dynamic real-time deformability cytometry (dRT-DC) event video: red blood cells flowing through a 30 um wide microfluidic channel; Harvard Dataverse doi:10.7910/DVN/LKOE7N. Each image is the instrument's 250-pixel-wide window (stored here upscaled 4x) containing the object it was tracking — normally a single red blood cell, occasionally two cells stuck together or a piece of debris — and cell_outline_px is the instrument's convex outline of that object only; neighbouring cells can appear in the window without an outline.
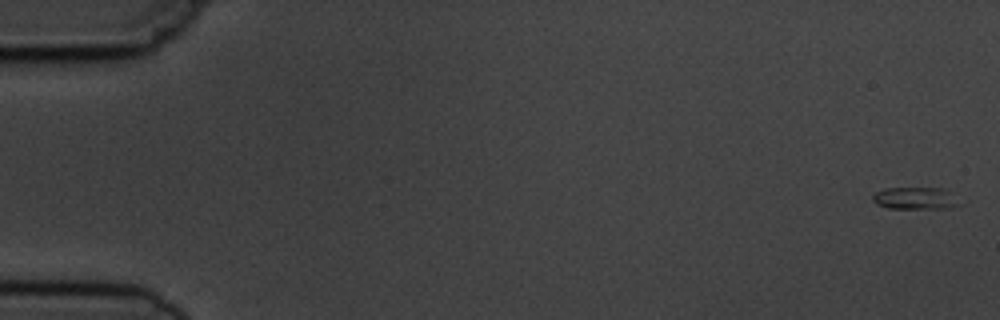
{"species": "common noctule bat (a hibernating species)", "species_latin": "Nyctalus noctula", "temperature_condition": "cold", "stored_images_in_passage": 10, "camera_frame_rate_fps": 3000, "um_per_image_px": 0.085, "animal": {"sex": "male", "body_mass_g": 19.5, "forearm_length_mm": 54.6}, "frame": {"image": 1, "passage_image": 1, "time_ms": 0.0, "image_size_px": [1000, 320], "cell_outline_px": [[956, 204], [948, 208], [888, 208], [876, 204], [872, 200], [872, 196], [876, 192], [884, 188], [944, 188], [948, 192]], "centroid_in_image_um": [77.65, 16.84], "position_along_channel_um": 7.3, "area_um2": 10.75}}
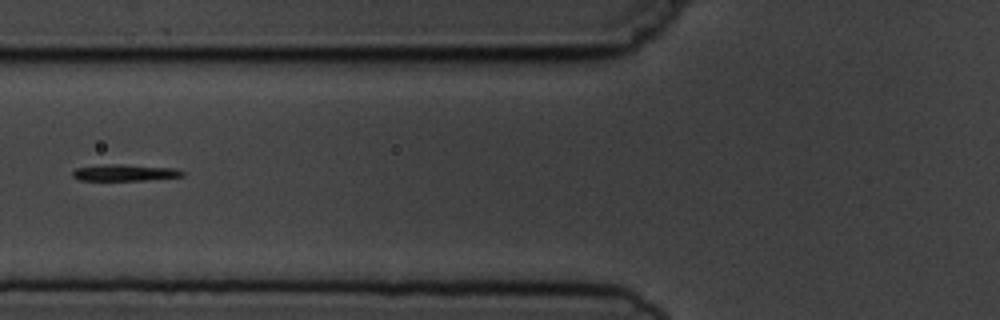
{"frame": {"image": 2, "passage_image": 7, "time_ms": 7.0, "image_size_px": [1000, 320], "cell_outline_px": [[184, 176], [144, 180], [80, 180], [72, 176], [72, 172], [76, 168], [104, 164], [120, 164], [176, 168], [184, 172]], "centroid_in_image_um": [10.61, 14.67], "position_along_channel_um": 115.2, "area_um2": 10.52}}
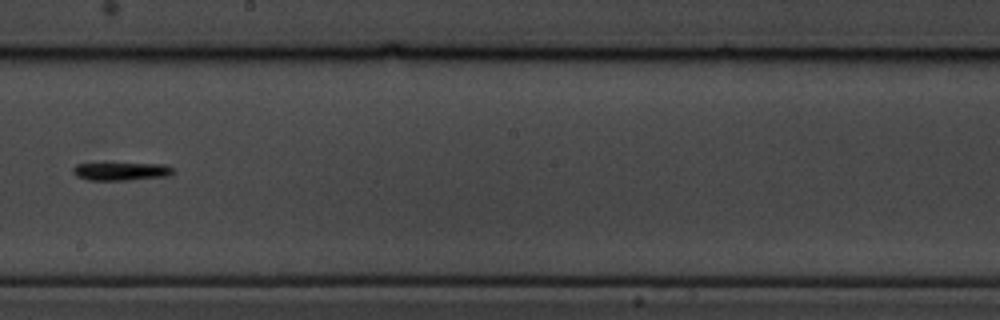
{"frame": {"image": 3, "passage_image": 10, "time_ms": 10.333, "image_size_px": [1000, 320], "cell_outline_px": [[172, 172], [168, 176], [128, 180], [88, 180], [76, 176], [72, 172], [72, 168], [76, 164], [164, 164], [172, 168]], "centroid_in_image_um": [10.25, 14.57], "position_along_channel_um": 237.9, "area_um2": 10.29}}